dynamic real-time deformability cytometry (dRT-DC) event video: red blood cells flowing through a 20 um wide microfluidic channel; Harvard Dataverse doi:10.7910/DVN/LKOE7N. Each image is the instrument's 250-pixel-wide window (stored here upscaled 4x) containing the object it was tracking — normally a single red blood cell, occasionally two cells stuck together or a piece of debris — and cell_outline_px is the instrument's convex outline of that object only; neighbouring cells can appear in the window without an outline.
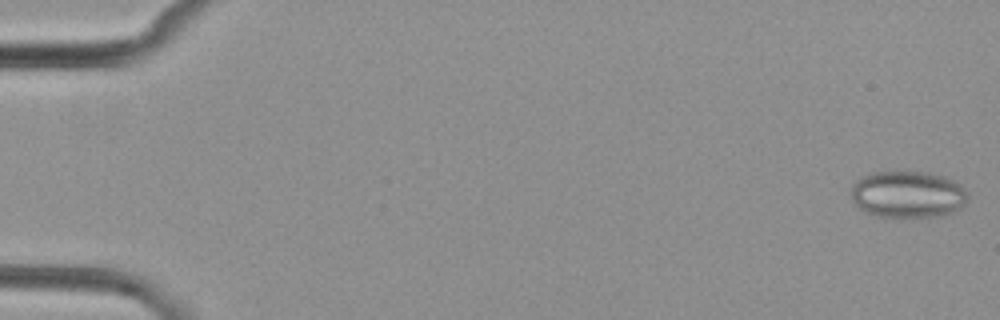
{"species": "common noctule bat (a hibernating species)", "species_latin": "Nyctalus noctula", "temperature_condition": "cold", "stored_images_in_passage": 6, "camera_frame_rate_fps": 3000, "um_per_image_px": 0.085, "animal": {"sex": "female", "body_mass_g": 29.2, "forearm_length_mm": 56.3}, "frame": {"image": 1, "passage_image": 1, "time_ms": 0.0, "image_size_px": [1000, 320], "cell_outline_px": [[968, 196], [964, 204], [952, 212], [944, 216], [896, 220], [892, 220], [876, 216], [860, 208], [852, 200], [852, 184], [856, 180], [872, 172], [924, 172], [944, 176], [960, 184], [968, 192]], "centroid_in_image_um": [77.16, 16.57], "position_along_channel_um": 7.8, "area_um2": 32.6}}